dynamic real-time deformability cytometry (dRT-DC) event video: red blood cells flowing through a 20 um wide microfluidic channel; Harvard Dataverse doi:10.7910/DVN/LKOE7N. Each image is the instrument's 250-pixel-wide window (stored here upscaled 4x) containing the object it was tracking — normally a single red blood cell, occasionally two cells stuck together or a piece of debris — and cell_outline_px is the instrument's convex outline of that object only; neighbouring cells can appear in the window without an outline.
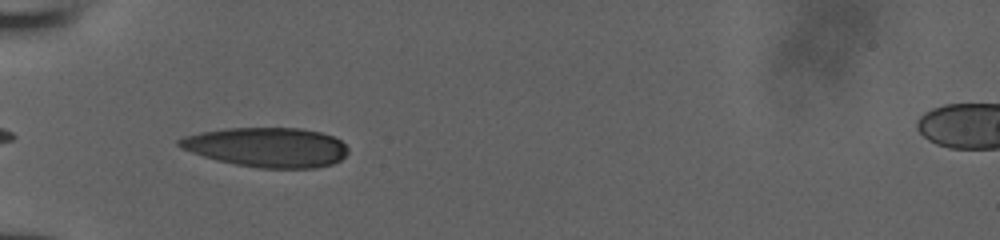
{"species": "human", "species_latin": "Homo sapiens", "temperature_condition": "room temperature", "stored_images_in_passage": 34, "camera_frame_rate_fps": 3000, "um_per_image_px": 0.085, "donor": {"sex": "male"}, "frame": {"image": 1, "passage_image": 1, "time_ms": 0.0, "image_size_px": [1000, 240], "cell_outline_px": [[348, 152], [340, 160], [332, 164], [316, 168], [260, 168], [236, 164], [216, 160], [180, 148], [176, 144], [176, 140], [184, 136], [200, 132], [224, 128], [300, 128], [320, 132], [332, 136], [340, 140], [348, 148]], "centroid_in_image_um": [22.67, 12.51], "position_along_channel_um": 62.3, "area_um2": 39.02}}
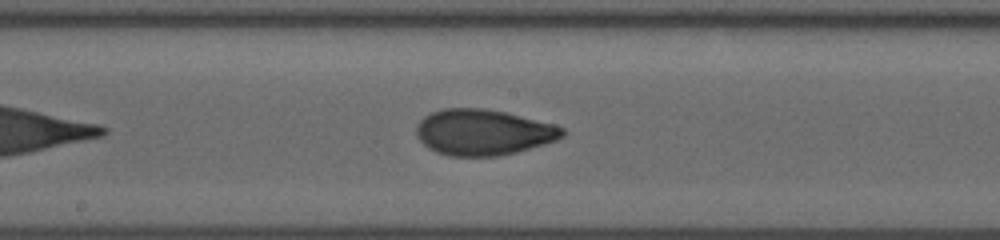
{"frame": {"image": 2, "passage_image": 12, "time_ms": 3.667, "image_size_px": [1000, 240], "cell_outline_px": [[564, 136], [556, 140], [516, 152], [496, 156], [448, 156], [436, 152], [428, 148], [416, 136], [416, 124], [424, 116], [432, 112], [444, 108], [484, 108], [504, 112], [556, 124], [564, 128]], "centroid_in_image_um": [41.05, 11.24], "position_along_channel_um": 207.1, "area_um2": 39.07}}
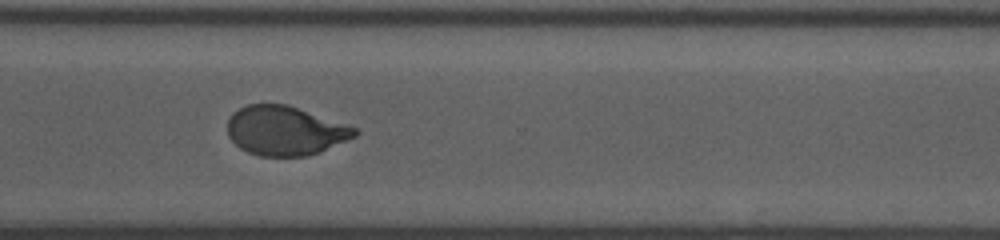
{"frame": {"image": 3, "passage_image": 22, "time_ms": 7.0, "image_size_px": [1000, 240], "cell_outline_px": [[360, 132], [356, 136], [320, 152], [308, 156], [260, 156], [248, 152], [240, 148], [228, 136], [228, 120], [232, 112], [248, 104], [288, 104], [356, 128]], "centroid_in_image_um": [24.23, 11.11], "position_along_channel_um": 346.4, "area_um2": 36.47}}